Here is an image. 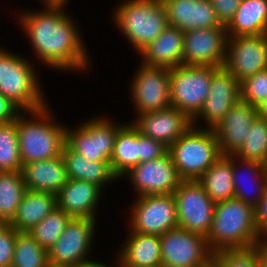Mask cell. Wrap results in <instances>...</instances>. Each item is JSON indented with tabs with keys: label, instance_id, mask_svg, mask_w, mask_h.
Wrapping results in <instances>:
<instances>
[{
	"label": "cell",
	"instance_id": "obj_1",
	"mask_svg": "<svg viewBox=\"0 0 267 267\" xmlns=\"http://www.w3.org/2000/svg\"><path fill=\"white\" fill-rule=\"evenodd\" d=\"M68 4L43 3L40 10L23 9L17 23L26 33L37 60L62 72H85L90 54L77 21L66 12Z\"/></svg>",
	"mask_w": 267,
	"mask_h": 267
},
{
	"label": "cell",
	"instance_id": "obj_2",
	"mask_svg": "<svg viewBox=\"0 0 267 267\" xmlns=\"http://www.w3.org/2000/svg\"><path fill=\"white\" fill-rule=\"evenodd\" d=\"M49 103L37 110L22 111L17 132L22 164L59 157L66 143V126L57 122Z\"/></svg>",
	"mask_w": 267,
	"mask_h": 267
},
{
	"label": "cell",
	"instance_id": "obj_3",
	"mask_svg": "<svg viewBox=\"0 0 267 267\" xmlns=\"http://www.w3.org/2000/svg\"><path fill=\"white\" fill-rule=\"evenodd\" d=\"M263 238L255 223V208L231 198L215 204L214 216L206 238L214 254L222 249L248 248Z\"/></svg>",
	"mask_w": 267,
	"mask_h": 267
},
{
	"label": "cell",
	"instance_id": "obj_4",
	"mask_svg": "<svg viewBox=\"0 0 267 267\" xmlns=\"http://www.w3.org/2000/svg\"><path fill=\"white\" fill-rule=\"evenodd\" d=\"M112 13L114 25L136 53L153 42L168 26L162 0H125Z\"/></svg>",
	"mask_w": 267,
	"mask_h": 267
},
{
	"label": "cell",
	"instance_id": "obj_5",
	"mask_svg": "<svg viewBox=\"0 0 267 267\" xmlns=\"http://www.w3.org/2000/svg\"><path fill=\"white\" fill-rule=\"evenodd\" d=\"M19 54L0 47V92L22 111L40 109L48 100L39 72L31 60Z\"/></svg>",
	"mask_w": 267,
	"mask_h": 267
},
{
	"label": "cell",
	"instance_id": "obj_6",
	"mask_svg": "<svg viewBox=\"0 0 267 267\" xmlns=\"http://www.w3.org/2000/svg\"><path fill=\"white\" fill-rule=\"evenodd\" d=\"M182 180H198L221 156L214 130L190 127L169 148Z\"/></svg>",
	"mask_w": 267,
	"mask_h": 267
},
{
	"label": "cell",
	"instance_id": "obj_7",
	"mask_svg": "<svg viewBox=\"0 0 267 267\" xmlns=\"http://www.w3.org/2000/svg\"><path fill=\"white\" fill-rule=\"evenodd\" d=\"M125 123L95 116L73 128L66 127V144L85 159L110 162L118 130Z\"/></svg>",
	"mask_w": 267,
	"mask_h": 267
},
{
	"label": "cell",
	"instance_id": "obj_8",
	"mask_svg": "<svg viewBox=\"0 0 267 267\" xmlns=\"http://www.w3.org/2000/svg\"><path fill=\"white\" fill-rule=\"evenodd\" d=\"M217 68L187 65L171 68V107L182 111L192 120L209 95L212 77Z\"/></svg>",
	"mask_w": 267,
	"mask_h": 267
},
{
	"label": "cell",
	"instance_id": "obj_9",
	"mask_svg": "<svg viewBox=\"0 0 267 267\" xmlns=\"http://www.w3.org/2000/svg\"><path fill=\"white\" fill-rule=\"evenodd\" d=\"M137 66L129 86L135 115L170 108V69L141 62Z\"/></svg>",
	"mask_w": 267,
	"mask_h": 267
},
{
	"label": "cell",
	"instance_id": "obj_10",
	"mask_svg": "<svg viewBox=\"0 0 267 267\" xmlns=\"http://www.w3.org/2000/svg\"><path fill=\"white\" fill-rule=\"evenodd\" d=\"M131 204L129 231L161 236L178 227L173 194L138 196Z\"/></svg>",
	"mask_w": 267,
	"mask_h": 267
},
{
	"label": "cell",
	"instance_id": "obj_11",
	"mask_svg": "<svg viewBox=\"0 0 267 267\" xmlns=\"http://www.w3.org/2000/svg\"><path fill=\"white\" fill-rule=\"evenodd\" d=\"M178 227L207 238L211 228L215 202L197 181L183 180L173 192Z\"/></svg>",
	"mask_w": 267,
	"mask_h": 267
},
{
	"label": "cell",
	"instance_id": "obj_12",
	"mask_svg": "<svg viewBox=\"0 0 267 267\" xmlns=\"http://www.w3.org/2000/svg\"><path fill=\"white\" fill-rule=\"evenodd\" d=\"M97 219L71 218L56 243L48 250L50 267H75L91 259ZM89 256V257H88Z\"/></svg>",
	"mask_w": 267,
	"mask_h": 267
},
{
	"label": "cell",
	"instance_id": "obj_13",
	"mask_svg": "<svg viewBox=\"0 0 267 267\" xmlns=\"http://www.w3.org/2000/svg\"><path fill=\"white\" fill-rule=\"evenodd\" d=\"M160 240L161 267H207L213 261L206 238L200 234L176 227Z\"/></svg>",
	"mask_w": 267,
	"mask_h": 267
},
{
	"label": "cell",
	"instance_id": "obj_14",
	"mask_svg": "<svg viewBox=\"0 0 267 267\" xmlns=\"http://www.w3.org/2000/svg\"><path fill=\"white\" fill-rule=\"evenodd\" d=\"M240 99V83L224 66L218 67L212 77L209 95L200 112L192 119V126L201 129L204 127L205 129H215L231 107ZM199 121L206 126L199 125Z\"/></svg>",
	"mask_w": 267,
	"mask_h": 267
},
{
	"label": "cell",
	"instance_id": "obj_15",
	"mask_svg": "<svg viewBox=\"0 0 267 267\" xmlns=\"http://www.w3.org/2000/svg\"><path fill=\"white\" fill-rule=\"evenodd\" d=\"M127 177L133 185L135 196L173 194L183 181L169 153L162 158L141 162L129 169Z\"/></svg>",
	"mask_w": 267,
	"mask_h": 267
},
{
	"label": "cell",
	"instance_id": "obj_16",
	"mask_svg": "<svg viewBox=\"0 0 267 267\" xmlns=\"http://www.w3.org/2000/svg\"><path fill=\"white\" fill-rule=\"evenodd\" d=\"M241 83L267 69V34L228 37L223 65Z\"/></svg>",
	"mask_w": 267,
	"mask_h": 267
},
{
	"label": "cell",
	"instance_id": "obj_17",
	"mask_svg": "<svg viewBox=\"0 0 267 267\" xmlns=\"http://www.w3.org/2000/svg\"><path fill=\"white\" fill-rule=\"evenodd\" d=\"M225 26L184 32L183 65L222 67L227 48Z\"/></svg>",
	"mask_w": 267,
	"mask_h": 267
},
{
	"label": "cell",
	"instance_id": "obj_18",
	"mask_svg": "<svg viewBox=\"0 0 267 267\" xmlns=\"http://www.w3.org/2000/svg\"><path fill=\"white\" fill-rule=\"evenodd\" d=\"M135 117L131 123L140 134L158 140L168 148L192 127V120L173 107Z\"/></svg>",
	"mask_w": 267,
	"mask_h": 267
},
{
	"label": "cell",
	"instance_id": "obj_19",
	"mask_svg": "<svg viewBox=\"0 0 267 267\" xmlns=\"http://www.w3.org/2000/svg\"><path fill=\"white\" fill-rule=\"evenodd\" d=\"M257 116V107L241 99L231 107L213 129L222 155H233L240 148Z\"/></svg>",
	"mask_w": 267,
	"mask_h": 267
},
{
	"label": "cell",
	"instance_id": "obj_20",
	"mask_svg": "<svg viewBox=\"0 0 267 267\" xmlns=\"http://www.w3.org/2000/svg\"><path fill=\"white\" fill-rule=\"evenodd\" d=\"M104 190L97 184L78 179H68L56 195L57 207L72 218L97 219V208Z\"/></svg>",
	"mask_w": 267,
	"mask_h": 267
},
{
	"label": "cell",
	"instance_id": "obj_21",
	"mask_svg": "<svg viewBox=\"0 0 267 267\" xmlns=\"http://www.w3.org/2000/svg\"><path fill=\"white\" fill-rule=\"evenodd\" d=\"M168 25L183 32L221 27L209 0H165Z\"/></svg>",
	"mask_w": 267,
	"mask_h": 267
},
{
	"label": "cell",
	"instance_id": "obj_22",
	"mask_svg": "<svg viewBox=\"0 0 267 267\" xmlns=\"http://www.w3.org/2000/svg\"><path fill=\"white\" fill-rule=\"evenodd\" d=\"M232 173L234 198L255 208L267 190L263 163L254 160H242L232 155Z\"/></svg>",
	"mask_w": 267,
	"mask_h": 267
},
{
	"label": "cell",
	"instance_id": "obj_23",
	"mask_svg": "<svg viewBox=\"0 0 267 267\" xmlns=\"http://www.w3.org/2000/svg\"><path fill=\"white\" fill-rule=\"evenodd\" d=\"M184 32L176 27L167 26L138 55L141 63L149 66L173 68L183 65Z\"/></svg>",
	"mask_w": 267,
	"mask_h": 267
},
{
	"label": "cell",
	"instance_id": "obj_24",
	"mask_svg": "<svg viewBox=\"0 0 267 267\" xmlns=\"http://www.w3.org/2000/svg\"><path fill=\"white\" fill-rule=\"evenodd\" d=\"M21 173L27 190L57 195L67 183L66 163L62 155L22 165Z\"/></svg>",
	"mask_w": 267,
	"mask_h": 267
},
{
	"label": "cell",
	"instance_id": "obj_25",
	"mask_svg": "<svg viewBox=\"0 0 267 267\" xmlns=\"http://www.w3.org/2000/svg\"><path fill=\"white\" fill-rule=\"evenodd\" d=\"M62 157L66 163L69 179H78L99 185L103 190L105 186L119 180L113 173L110 162H99L85 159L81 154L73 151L66 143L62 149ZM107 184V185H106Z\"/></svg>",
	"mask_w": 267,
	"mask_h": 267
},
{
	"label": "cell",
	"instance_id": "obj_26",
	"mask_svg": "<svg viewBox=\"0 0 267 267\" xmlns=\"http://www.w3.org/2000/svg\"><path fill=\"white\" fill-rule=\"evenodd\" d=\"M57 207L56 195L26 190L13 220L9 223L18 232H28Z\"/></svg>",
	"mask_w": 267,
	"mask_h": 267
},
{
	"label": "cell",
	"instance_id": "obj_27",
	"mask_svg": "<svg viewBox=\"0 0 267 267\" xmlns=\"http://www.w3.org/2000/svg\"><path fill=\"white\" fill-rule=\"evenodd\" d=\"M118 255L136 266L161 267V240L158 235L128 231Z\"/></svg>",
	"mask_w": 267,
	"mask_h": 267
},
{
	"label": "cell",
	"instance_id": "obj_28",
	"mask_svg": "<svg viewBox=\"0 0 267 267\" xmlns=\"http://www.w3.org/2000/svg\"><path fill=\"white\" fill-rule=\"evenodd\" d=\"M226 29L228 37L267 34V0H241Z\"/></svg>",
	"mask_w": 267,
	"mask_h": 267
},
{
	"label": "cell",
	"instance_id": "obj_29",
	"mask_svg": "<svg viewBox=\"0 0 267 267\" xmlns=\"http://www.w3.org/2000/svg\"><path fill=\"white\" fill-rule=\"evenodd\" d=\"M138 164H140L139 131L132 123L125 122L118 130L110 166L120 180L122 175Z\"/></svg>",
	"mask_w": 267,
	"mask_h": 267
},
{
	"label": "cell",
	"instance_id": "obj_30",
	"mask_svg": "<svg viewBox=\"0 0 267 267\" xmlns=\"http://www.w3.org/2000/svg\"><path fill=\"white\" fill-rule=\"evenodd\" d=\"M197 181L215 203L234 198L232 155L221 156Z\"/></svg>",
	"mask_w": 267,
	"mask_h": 267
},
{
	"label": "cell",
	"instance_id": "obj_31",
	"mask_svg": "<svg viewBox=\"0 0 267 267\" xmlns=\"http://www.w3.org/2000/svg\"><path fill=\"white\" fill-rule=\"evenodd\" d=\"M21 171L0 172V223H10L26 192Z\"/></svg>",
	"mask_w": 267,
	"mask_h": 267
},
{
	"label": "cell",
	"instance_id": "obj_32",
	"mask_svg": "<svg viewBox=\"0 0 267 267\" xmlns=\"http://www.w3.org/2000/svg\"><path fill=\"white\" fill-rule=\"evenodd\" d=\"M233 156L242 160L267 161V118L257 116L246 139Z\"/></svg>",
	"mask_w": 267,
	"mask_h": 267
},
{
	"label": "cell",
	"instance_id": "obj_33",
	"mask_svg": "<svg viewBox=\"0 0 267 267\" xmlns=\"http://www.w3.org/2000/svg\"><path fill=\"white\" fill-rule=\"evenodd\" d=\"M11 267H50L48 250L28 232H18Z\"/></svg>",
	"mask_w": 267,
	"mask_h": 267
},
{
	"label": "cell",
	"instance_id": "obj_34",
	"mask_svg": "<svg viewBox=\"0 0 267 267\" xmlns=\"http://www.w3.org/2000/svg\"><path fill=\"white\" fill-rule=\"evenodd\" d=\"M71 216L56 207L28 233L46 250H49L64 232Z\"/></svg>",
	"mask_w": 267,
	"mask_h": 267
},
{
	"label": "cell",
	"instance_id": "obj_35",
	"mask_svg": "<svg viewBox=\"0 0 267 267\" xmlns=\"http://www.w3.org/2000/svg\"><path fill=\"white\" fill-rule=\"evenodd\" d=\"M17 119L0 125V172L21 171Z\"/></svg>",
	"mask_w": 267,
	"mask_h": 267
},
{
	"label": "cell",
	"instance_id": "obj_36",
	"mask_svg": "<svg viewBox=\"0 0 267 267\" xmlns=\"http://www.w3.org/2000/svg\"><path fill=\"white\" fill-rule=\"evenodd\" d=\"M218 267H258L257 244L248 248L222 249L213 254Z\"/></svg>",
	"mask_w": 267,
	"mask_h": 267
},
{
	"label": "cell",
	"instance_id": "obj_37",
	"mask_svg": "<svg viewBox=\"0 0 267 267\" xmlns=\"http://www.w3.org/2000/svg\"><path fill=\"white\" fill-rule=\"evenodd\" d=\"M241 100L258 107L267 96V69L240 83Z\"/></svg>",
	"mask_w": 267,
	"mask_h": 267
},
{
	"label": "cell",
	"instance_id": "obj_38",
	"mask_svg": "<svg viewBox=\"0 0 267 267\" xmlns=\"http://www.w3.org/2000/svg\"><path fill=\"white\" fill-rule=\"evenodd\" d=\"M18 231L9 223H0V267H11Z\"/></svg>",
	"mask_w": 267,
	"mask_h": 267
},
{
	"label": "cell",
	"instance_id": "obj_39",
	"mask_svg": "<svg viewBox=\"0 0 267 267\" xmlns=\"http://www.w3.org/2000/svg\"><path fill=\"white\" fill-rule=\"evenodd\" d=\"M140 163L162 158L168 153V147L162 142L145 137L139 133Z\"/></svg>",
	"mask_w": 267,
	"mask_h": 267
},
{
	"label": "cell",
	"instance_id": "obj_40",
	"mask_svg": "<svg viewBox=\"0 0 267 267\" xmlns=\"http://www.w3.org/2000/svg\"><path fill=\"white\" fill-rule=\"evenodd\" d=\"M215 10L218 21L227 27L235 16L241 0H209Z\"/></svg>",
	"mask_w": 267,
	"mask_h": 267
},
{
	"label": "cell",
	"instance_id": "obj_41",
	"mask_svg": "<svg viewBox=\"0 0 267 267\" xmlns=\"http://www.w3.org/2000/svg\"><path fill=\"white\" fill-rule=\"evenodd\" d=\"M22 110L0 92V125L17 119Z\"/></svg>",
	"mask_w": 267,
	"mask_h": 267
},
{
	"label": "cell",
	"instance_id": "obj_42",
	"mask_svg": "<svg viewBox=\"0 0 267 267\" xmlns=\"http://www.w3.org/2000/svg\"><path fill=\"white\" fill-rule=\"evenodd\" d=\"M255 223L260 236L267 239V190L264 197L255 207Z\"/></svg>",
	"mask_w": 267,
	"mask_h": 267
},
{
	"label": "cell",
	"instance_id": "obj_43",
	"mask_svg": "<svg viewBox=\"0 0 267 267\" xmlns=\"http://www.w3.org/2000/svg\"><path fill=\"white\" fill-rule=\"evenodd\" d=\"M258 267H267V239H262L257 243Z\"/></svg>",
	"mask_w": 267,
	"mask_h": 267
},
{
	"label": "cell",
	"instance_id": "obj_44",
	"mask_svg": "<svg viewBox=\"0 0 267 267\" xmlns=\"http://www.w3.org/2000/svg\"><path fill=\"white\" fill-rule=\"evenodd\" d=\"M116 263L113 265H107L106 263H102V261H98V260H93L92 258L86 261H83L81 263H79L78 265H76L75 267H118V254H116Z\"/></svg>",
	"mask_w": 267,
	"mask_h": 267
},
{
	"label": "cell",
	"instance_id": "obj_45",
	"mask_svg": "<svg viewBox=\"0 0 267 267\" xmlns=\"http://www.w3.org/2000/svg\"><path fill=\"white\" fill-rule=\"evenodd\" d=\"M257 110H258V116L267 118V96L257 107Z\"/></svg>",
	"mask_w": 267,
	"mask_h": 267
},
{
	"label": "cell",
	"instance_id": "obj_46",
	"mask_svg": "<svg viewBox=\"0 0 267 267\" xmlns=\"http://www.w3.org/2000/svg\"><path fill=\"white\" fill-rule=\"evenodd\" d=\"M118 267H152V266H136L133 264L126 263L119 255H118Z\"/></svg>",
	"mask_w": 267,
	"mask_h": 267
},
{
	"label": "cell",
	"instance_id": "obj_47",
	"mask_svg": "<svg viewBox=\"0 0 267 267\" xmlns=\"http://www.w3.org/2000/svg\"><path fill=\"white\" fill-rule=\"evenodd\" d=\"M70 0H43V3H52V4H69Z\"/></svg>",
	"mask_w": 267,
	"mask_h": 267
},
{
	"label": "cell",
	"instance_id": "obj_48",
	"mask_svg": "<svg viewBox=\"0 0 267 267\" xmlns=\"http://www.w3.org/2000/svg\"><path fill=\"white\" fill-rule=\"evenodd\" d=\"M264 171H265V177H266V184H267V161L263 163Z\"/></svg>",
	"mask_w": 267,
	"mask_h": 267
},
{
	"label": "cell",
	"instance_id": "obj_49",
	"mask_svg": "<svg viewBox=\"0 0 267 267\" xmlns=\"http://www.w3.org/2000/svg\"><path fill=\"white\" fill-rule=\"evenodd\" d=\"M207 267H218L213 261Z\"/></svg>",
	"mask_w": 267,
	"mask_h": 267
}]
</instances>
